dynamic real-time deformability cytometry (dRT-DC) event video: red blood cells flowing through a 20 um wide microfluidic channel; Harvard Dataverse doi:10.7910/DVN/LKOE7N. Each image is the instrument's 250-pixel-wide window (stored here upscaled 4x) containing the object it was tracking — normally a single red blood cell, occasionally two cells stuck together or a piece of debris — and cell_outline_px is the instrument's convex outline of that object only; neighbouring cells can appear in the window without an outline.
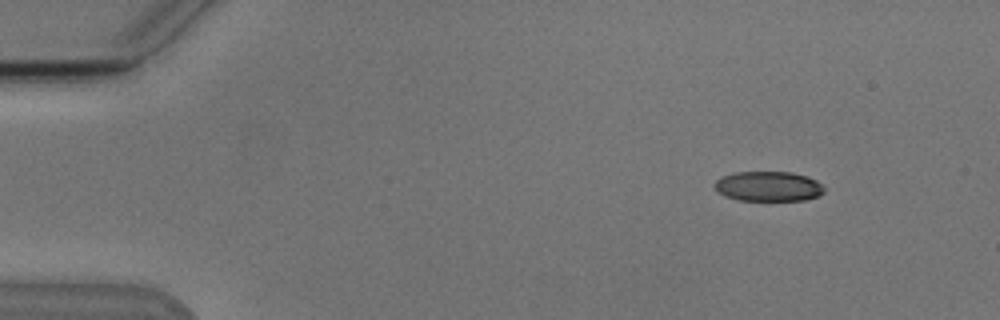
{"species": "Egyptian fruit bat (a non-hibernating species)", "species_latin": "Rousettus aegyptiacus", "temperature_condition": "cold", "stored_images_in_passage": 4, "camera_frame_rate_fps": 3000, "um_per_image_px": 0.085, "animal": {"sex": "male"}, "frame": {"image": 1, "passage_image": 1, "time_ms": 0.0, "image_size_px": [1000, 320], "cell_outline_px": [[824, 192], [820, 196], [804, 200], [740, 200], [724, 196], [712, 184], [720, 176], [736, 172], [792, 172], [808, 176], [824, 184]], "centroid_in_image_um": [65.34, 15.83], "position_along_channel_um": 19.7, "area_um2": 19.31}}
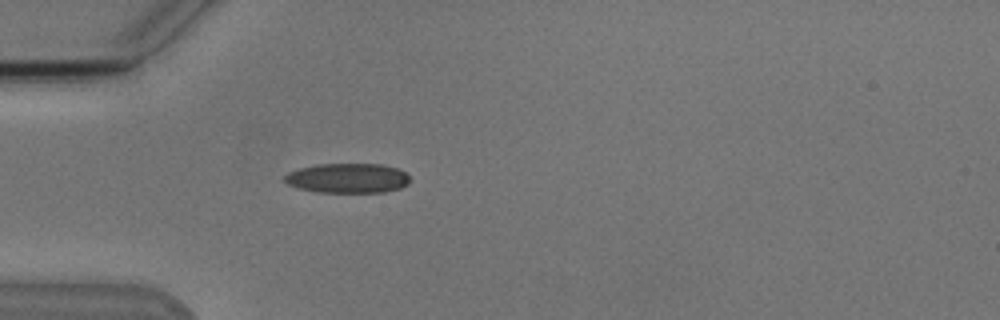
{"frame": {"image": 2, "passage_image": 4, "time_ms": 3.333, "image_size_px": [1000, 320], "cell_outline_px": [[412, 180], [408, 184], [400, 188], [384, 192], [320, 192], [300, 188], [288, 184], [284, 180], [284, 176], [288, 172], [300, 168], [316, 164], [380, 164], [396, 168], [404, 172]], "centroid_in_image_um": [29.57, 15.14], "position_along_channel_um": 55.4, "area_um2": 21.62}}